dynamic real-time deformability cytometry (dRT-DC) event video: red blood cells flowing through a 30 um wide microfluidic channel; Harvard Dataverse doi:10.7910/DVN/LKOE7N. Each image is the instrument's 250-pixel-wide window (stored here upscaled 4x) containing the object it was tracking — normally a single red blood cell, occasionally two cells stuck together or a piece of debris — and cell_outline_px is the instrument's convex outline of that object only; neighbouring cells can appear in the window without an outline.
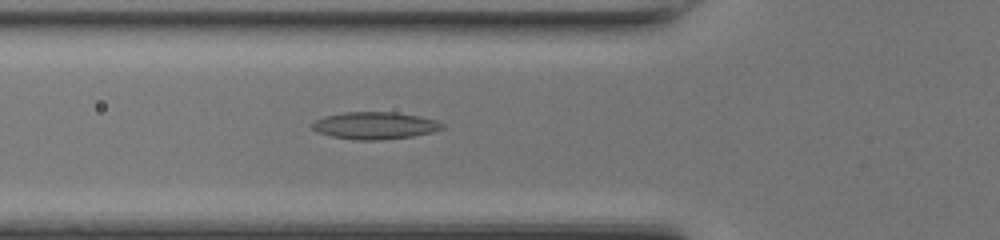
{"species": "common noctule bat (a hibernating species)", "species_latin": "Nyctalus noctula", "temperature_condition": "room temperature", "stored_images_in_passage": 47, "camera_frame_rate_fps": 3000, "um_per_image_px": 0.085, "animal": {"sex": "female", "body_mass_g": 17.0, "forearm_length_mm": 48.0}, "frame": {"image": 1, "passage_image": 16, "time_ms": 5.0, "image_size_px": [1000, 240], "cell_outline_px": [[444, 128], [432, 132], [412, 136], [380, 140], [352, 140], [332, 136], [316, 132], [312, 128], [312, 124], [316, 120], [324, 116], [344, 112], [396, 112], [420, 116], [436, 120], [444, 124]], "centroid_in_image_um": [31.86, 10.67], "position_along_channel_um": 93.9, "area_um2": 20.69}}
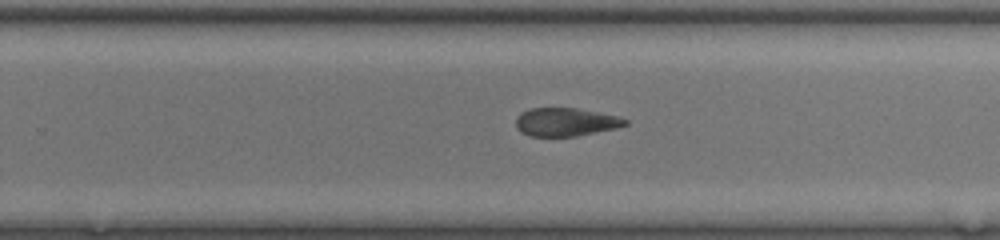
{"frame": {"image": 2, "passage_image": 29, "time_ms": 9.333, "image_size_px": [1000, 240], "cell_outline_px": [[628, 124], [616, 128], [576, 136], [528, 136], [520, 132], [516, 128], [516, 116], [520, 112], [528, 108], [576, 108], [616, 116], [628, 120]], "centroid_in_image_um": [48.02, 10.37], "position_along_channel_um": 281.8, "area_um2": 18.03}}
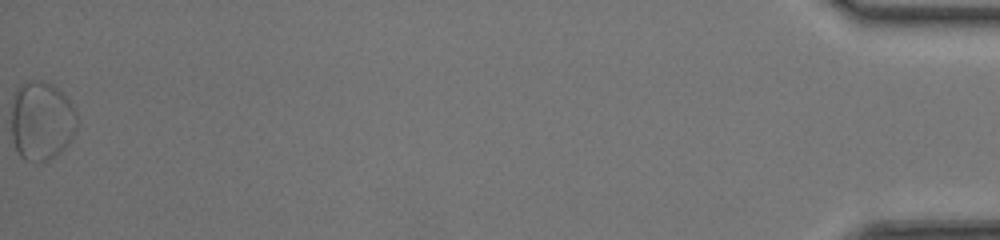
{"frame": {"image": 3, "passage_image": 47, "time_ms": 15.333, "image_size_px": [1000, 240], "cell_outline_px": [[76, 128], [68, 144], [60, 152], [48, 160], [36, 164], [24, 160], [20, 156], [12, 140], [12, 100], [16, 88], [20, 84], [28, 80], [40, 80], [52, 84], [76, 108]], "centroid_in_image_um": [3.5, 10.28], "position_along_channel_um": 431.7, "area_um2": 30.52}, "authors_computed_cell_mechanics": {"area_um2": 21.2126, "velocity_mm_per_s": 4.3398, "shape_relaxation_time_tau1_ms": null, "shape_relaxation_time_tau2_ms": 5.1192, "deformation_change_tau1": null, "deformation_change_tau2": 0.1382}}